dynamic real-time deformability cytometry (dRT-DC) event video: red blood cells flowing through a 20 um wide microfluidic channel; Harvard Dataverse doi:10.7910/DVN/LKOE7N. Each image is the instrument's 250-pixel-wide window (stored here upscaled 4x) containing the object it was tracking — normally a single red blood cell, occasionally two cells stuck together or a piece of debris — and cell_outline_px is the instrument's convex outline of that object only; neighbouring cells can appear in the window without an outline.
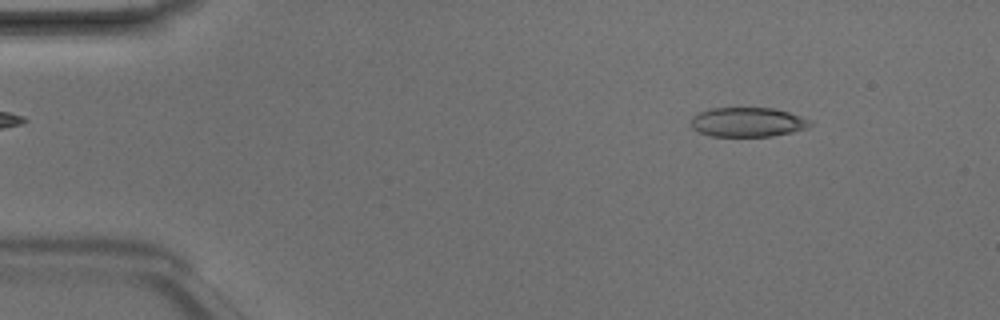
{"species": "Egyptian fruit bat (a non-hibernating species)", "species_latin": "Rousettus aegyptiacus", "temperature_condition": "room temperature", "stored_images_in_passage": 3, "camera_frame_rate_fps": 3000, "um_per_image_px": 0.085, "animal": {"sex": "male"}, "frame": {"image": 1, "passage_image": 1, "time_ms": 0.0, "image_size_px": [1000, 320], "cell_outline_px": [[812, 124], [808, 128], [792, 132], [772, 136], [712, 136], [700, 132], [692, 128], [692, 116], [700, 112], [712, 108], [772, 108], [788, 112], [812, 120]], "centroid_in_image_um": [63.58, 10.38], "position_along_channel_um": 21.4, "area_um2": 20.35}}